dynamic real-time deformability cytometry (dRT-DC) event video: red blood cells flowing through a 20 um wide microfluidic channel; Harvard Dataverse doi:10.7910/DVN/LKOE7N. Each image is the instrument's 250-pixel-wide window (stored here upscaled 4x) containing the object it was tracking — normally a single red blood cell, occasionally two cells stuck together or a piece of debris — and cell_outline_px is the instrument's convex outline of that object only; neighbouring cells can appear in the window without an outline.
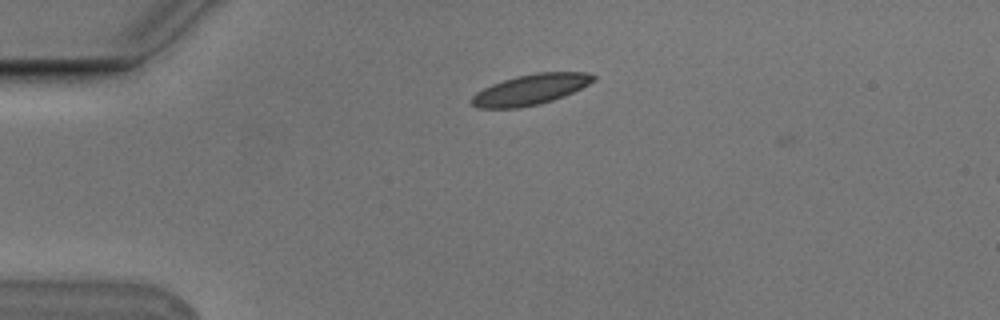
{"species": "Egyptian fruit bat (a non-hibernating species)", "species_latin": "Rousettus aegyptiacus", "temperature_condition": "cold", "stored_images_in_passage": 1, "camera_frame_rate_fps": 3000, "um_per_image_px": 0.085, "animal": {"sex": "male"}, "frame": {"image": 1, "passage_image": 1, "time_ms": 0.0, "image_size_px": [1000, 320], "cell_outline_px": [[596, 80], [564, 96], [540, 104], [520, 108], [480, 108], [472, 104], [472, 96], [476, 92], [492, 84], [516, 76], [536, 72], [588, 72], [596, 76]], "centroid_in_image_um": [45.11, 7.6], "position_along_channel_um": 39.9, "area_um2": 21.56}}